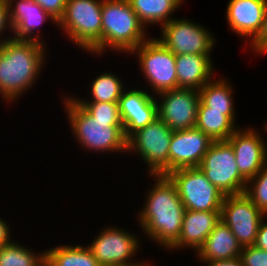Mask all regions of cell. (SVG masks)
<instances>
[{
  "label": "cell",
  "mask_w": 267,
  "mask_h": 266,
  "mask_svg": "<svg viewBox=\"0 0 267 266\" xmlns=\"http://www.w3.org/2000/svg\"><path fill=\"white\" fill-rule=\"evenodd\" d=\"M267 217L243 192L226 195L220 220L227 225L242 246L254 245L261 221Z\"/></svg>",
  "instance_id": "11"
},
{
  "label": "cell",
  "mask_w": 267,
  "mask_h": 266,
  "mask_svg": "<svg viewBox=\"0 0 267 266\" xmlns=\"http://www.w3.org/2000/svg\"><path fill=\"white\" fill-rule=\"evenodd\" d=\"M213 140L200 129L173 131L169 148V173L181 168L199 167Z\"/></svg>",
  "instance_id": "14"
},
{
  "label": "cell",
  "mask_w": 267,
  "mask_h": 266,
  "mask_svg": "<svg viewBox=\"0 0 267 266\" xmlns=\"http://www.w3.org/2000/svg\"><path fill=\"white\" fill-rule=\"evenodd\" d=\"M255 129H237L227 140L235 153L240 174L248 181L253 178L267 161V145Z\"/></svg>",
  "instance_id": "15"
},
{
  "label": "cell",
  "mask_w": 267,
  "mask_h": 266,
  "mask_svg": "<svg viewBox=\"0 0 267 266\" xmlns=\"http://www.w3.org/2000/svg\"><path fill=\"white\" fill-rule=\"evenodd\" d=\"M43 44L11 38L0 45V93L6 102L18 100L38 79L46 61Z\"/></svg>",
  "instance_id": "2"
},
{
  "label": "cell",
  "mask_w": 267,
  "mask_h": 266,
  "mask_svg": "<svg viewBox=\"0 0 267 266\" xmlns=\"http://www.w3.org/2000/svg\"><path fill=\"white\" fill-rule=\"evenodd\" d=\"M132 234L120 227L107 226L87 247L101 266L141 264L131 259L139 251L140 243Z\"/></svg>",
  "instance_id": "12"
},
{
  "label": "cell",
  "mask_w": 267,
  "mask_h": 266,
  "mask_svg": "<svg viewBox=\"0 0 267 266\" xmlns=\"http://www.w3.org/2000/svg\"><path fill=\"white\" fill-rule=\"evenodd\" d=\"M204 263L208 264L207 266H242V262L239 257L228 260L210 261Z\"/></svg>",
  "instance_id": "36"
},
{
  "label": "cell",
  "mask_w": 267,
  "mask_h": 266,
  "mask_svg": "<svg viewBox=\"0 0 267 266\" xmlns=\"http://www.w3.org/2000/svg\"><path fill=\"white\" fill-rule=\"evenodd\" d=\"M8 26H9L8 29H10V31H12L11 22H10V18H9L8 4H7L6 0H0V36H2L1 34H3V32H5V30L7 29ZM11 38H13V37L10 36L9 38H6L4 40L3 39L0 40V45Z\"/></svg>",
  "instance_id": "33"
},
{
  "label": "cell",
  "mask_w": 267,
  "mask_h": 266,
  "mask_svg": "<svg viewBox=\"0 0 267 266\" xmlns=\"http://www.w3.org/2000/svg\"><path fill=\"white\" fill-rule=\"evenodd\" d=\"M267 0H230L226 18L230 29L252 43L260 34Z\"/></svg>",
  "instance_id": "17"
},
{
  "label": "cell",
  "mask_w": 267,
  "mask_h": 266,
  "mask_svg": "<svg viewBox=\"0 0 267 266\" xmlns=\"http://www.w3.org/2000/svg\"><path fill=\"white\" fill-rule=\"evenodd\" d=\"M157 100L142 89H124L119 98V113L127 139L135 131L146 127L158 117Z\"/></svg>",
  "instance_id": "16"
},
{
  "label": "cell",
  "mask_w": 267,
  "mask_h": 266,
  "mask_svg": "<svg viewBox=\"0 0 267 266\" xmlns=\"http://www.w3.org/2000/svg\"><path fill=\"white\" fill-rule=\"evenodd\" d=\"M45 254L50 266H101L84 245H59L45 250Z\"/></svg>",
  "instance_id": "25"
},
{
  "label": "cell",
  "mask_w": 267,
  "mask_h": 266,
  "mask_svg": "<svg viewBox=\"0 0 267 266\" xmlns=\"http://www.w3.org/2000/svg\"><path fill=\"white\" fill-rule=\"evenodd\" d=\"M46 260L45 251L35 254L12 241L0 246V266H40Z\"/></svg>",
  "instance_id": "27"
},
{
  "label": "cell",
  "mask_w": 267,
  "mask_h": 266,
  "mask_svg": "<svg viewBox=\"0 0 267 266\" xmlns=\"http://www.w3.org/2000/svg\"><path fill=\"white\" fill-rule=\"evenodd\" d=\"M101 15L102 54L107 48L131 53L148 40L147 27L141 23L128 0H103Z\"/></svg>",
  "instance_id": "4"
},
{
  "label": "cell",
  "mask_w": 267,
  "mask_h": 266,
  "mask_svg": "<svg viewBox=\"0 0 267 266\" xmlns=\"http://www.w3.org/2000/svg\"><path fill=\"white\" fill-rule=\"evenodd\" d=\"M189 19L173 18L161 28L157 38L175 56L181 54L210 55L214 48V37L203 25Z\"/></svg>",
  "instance_id": "10"
},
{
  "label": "cell",
  "mask_w": 267,
  "mask_h": 266,
  "mask_svg": "<svg viewBox=\"0 0 267 266\" xmlns=\"http://www.w3.org/2000/svg\"><path fill=\"white\" fill-rule=\"evenodd\" d=\"M244 193L257 208L267 215V161L262 169L247 181Z\"/></svg>",
  "instance_id": "28"
},
{
  "label": "cell",
  "mask_w": 267,
  "mask_h": 266,
  "mask_svg": "<svg viewBox=\"0 0 267 266\" xmlns=\"http://www.w3.org/2000/svg\"><path fill=\"white\" fill-rule=\"evenodd\" d=\"M114 266H150L149 263L146 264V262L141 264H128V265H114Z\"/></svg>",
  "instance_id": "37"
},
{
  "label": "cell",
  "mask_w": 267,
  "mask_h": 266,
  "mask_svg": "<svg viewBox=\"0 0 267 266\" xmlns=\"http://www.w3.org/2000/svg\"><path fill=\"white\" fill-rule=\"evenodd\" d=\"M121 79L112 74L111 72H106L97 76L92 85L91 89V99L83 100L79 98H74L77 102H111V103H118L119 98L121 97L124 86Z\"/></svg>",
  "instance_id": "26"
},
{
  "label": "cell",
  "mask_w": 267,
  "mask_h": 266,
  "mask_svg": "<svg viewBox=\"0 0 267 266\" xmlns=\"http://www.w3.org/2000/svg\"><path fill=\"white\" fill-rule=\"evenodd\" d=\"M157 95L162 98L159 103L157 102L158 117L172 131L187 130L196 126L199 91L177 88Z\"/></svg>",
  "instance_id": "13"
},
{
  "label": "cell",
  "mask_w": 267,
  "mask_h": 266,
  "mask_svg": "<svg viewBox=\"0 0 267 266\" xmlns=\"http://www.w3.org/2000/svg\"><path fill=\"white\" fill-rule=\"evenodd\" d=\"M103 0H67L57 23L75 45L92 54H102Z\"/></svg>",
  "instance_id": "5"
},
{
  "label": "cell",
  "mask_w": 267,
  "mask_h": 266,
  "mask_svg": "<svg viewBox=\"0 0 267 266\" xmlns=\"http://www.w3.org/2000/svg\"><path fill=\"white\" fill-rule=\"evenodd\" d=\"M8 226L6 221L0 218V246L11 242V232H9L10 230Z\"/></svg>",
  "instance_id": "35"
},
{
  "label": "cell",
  "mask_w": 267,
  "mask_h": 266,
  "mask_svg": "<svg viewBox=\"0 0 267 266\" xmlns=\"http://www.w3.org/2000/svg\"><path fill=\"white\" fill-rule=\"evenodd\" d=\"M138 54L139 66L144 79L152 86L153 93L160 94L177 89L175 55L157 38H148L131 54Z\"/></svg>",
  "instance_id": "9"
},
{
  "label": "cell",
  "mask_w": 267,
  "mask_h": 266,
  "mask_svg": "<svg viewBox=\"0 0 267 266\" xmlns=\"http://www.w3.org/2000/svg\"><path fill=\"white\" fill-rule=\"evenodd\" d=\"M242 246L231 229L220 221L196 252L202 262L228 260L240 257Z\"/></svg>",
  "instance_id": "21"
},
{
  "label": "cell",
  "mask_w": 267,
  "mask_h": 266,
  "mask_svg": "<svg viewBox=\"0 0 267 266\" xmlns=\"http://www.w3.org/2000/svg\"><path fill=\"white\" fill-rule=\"evenodd\" d=\"M167 176L176 186L185 210L220 212L225 195L200 168H181Z\"/></svg>",
  "instance_id": "7"
},
{
  "label": "cell",
  "mask_w": 267,
  "mask_h": 266,
  "mask_svg": "<svg viewBox=\"0 0 267 266\" xmlns=\"http://www.w3.org/2000/svg\"><path fill=\"white\" fill-rule=\"evenodd\" d=\"M173 131L157 117L126 139V153L135 152L149 167L151 175L169 173V148Z\"/></svg>",
  "instance_id": "6"
},
{
  "label": "cell",
  "mask_w": 267,
  "mask_h": 266,
  "mask_svg": "<svg viewBox=\"0 0 267 266\" xmlns=\"http://www.w3.org/2000/svg\"><path fill=\"white\" fill-rule=\"evenodd\" d=\"M12 1L14 0H6L12 33L14 34L13 38L44 43L39 38L38 33L35 34V31L37 28L40 29L39 26L47 19H51L53 24H57L54 18L34 0H17L15 3Z\"/></svg>",
  "instance_id": "18"
},
{
  "label": "cell",
  "mask_w": 267,
  "mask_h": 266,
  "mask_svg": "<svg viewBox=\"0 0 267 266\" xmlns=\"http://www.w3.org/2000/svg\"><path fill=\"white\" fill-rule=\"evenodd\" d=\"M156 180L149 189L139 224L152 240L169 249L179 238L185 207L174 183L167 175H151Z\"/></svg>",
  "instance_id": "1"
},
{
  "label": "cell",
  "mask_w": 267,
  "mask_h": 266,
  "mask_svg": "<svg viewBox=\"0 0 267 266\" xmlns=\"http://www.w3.org/2000/svg\"><path fill=\"white\" fill-rule=\"evenodd\" d=\"M184 0H128L131 8L138 16L141 23L160 24L161 27L173 19V14Z\"/></svg>",
  "instance_id": "23"
},
{
  "label": "cell",
  "mask_w": 267,
  "mask_h": 266,
  "mask_svg": "<svg viewBox=\"0 0 267 266\" xmlns=\"http://www.w3.org/2000/svg\"><path fill=\"white\" fill-rule=\"evenodd\" d=\"M175 59L177 88L199 91L213 78L211 55L181 54Z\"/></svg>",
  "instance_id": "20"
},
{
  "label": "cell",
  "mask_w": 267,
  "mask_h": 266,
  "mask_svg": "<svg viewBox=\"0 0 267 266\" xmlns=\"http://www.w3.org/2000/svg\"><path fill=\"white\" fill-rule=\"evenodd\" d=\"M253 47L252 51L257 52L256 54L267 53V6L264 14L263 26L259 36L250 44Z\"/></svg>",
  "instance_id": "32"
},
{
  "label": "cell",
  "mask_w": 267,
  "mask_h": 266,
  "mask_svg": "<svg viewBox=\"0 0 267 266\" xmlns=\"http://www.w3.org/2000/svg\"><path fill=\"white\" fill-rule=\"evenodd\" d=\"M58 23L62 18L67 0H34Z\"/></svg>",
  "instance_id": "31"
},
{
  "label": "cell",
  "mask_w": 267,
  "mask_h": 266,
  "mask_svg": "<svg viewBox=\"0 0 267 266\" xmlns=\"http://www.w3.org/2000/svg\"><path fill=\"white\" fill-rule=\"evenodd\" d=\"M265 131L267 132V122H265Z\"/></svg>",
  "instance_id": "39"
},
{
  "label": "cell",
  "mask_w": 267,
  "mask_h": 266,
  "mask_svg": "<svg viewBox=\"0 0 267 266\" xmlns=\"http://www.w3.org/2000/svg\"><path fill=\"white\" fill-rule=\"evenodd\" d=\"M196 128L200 129L213 141L228 140L238 127L226 116L224 111L208 110L199 102Z\"/></svg>",
  "instance_id": "24"
},
{
  "label": "cell",
  "mask_w": 267,
  "mask_h": 266,
  "mask_svg": "<svg viewBox=\"0 0 267 266\" xmlns=\"http://www.w3.org/2000/svg\"><path fill=\"white\" fill-rule=\"evenodd\" d=\"M63 102L73 136L82 147L95 152H126L122 120L93 119L74 97L66 96Z\"/></svg>",
  "instance_id": "3"
},
{
  "label": "cell",
  "mask_w": 267,
  "mask_h": 266,
  "mask_svg": "<svg viewBox=\"0 0 267 266\" xmlns=\"http://www.w3.org/2000/svg\"><path fill=\"white\" fill-rule=\"evenodd\" d=\"M220 221V212L185 210L179 238L169 249L190 247L197 252Z\"/></svg>",
  "instance_id": "19"
},
{
  "label": "cell",
  "mask_w": 267,
  "mask_h": 266,
  "mask_svg": "<svg viewBox=\"0 0 267 266\" xmlns=\"http://www.w3.org/2000/svg\"><path fill=\"white\" fill-rule=\"evenodd\" d=\"M254 246L267 251V221L264 218L260 223Z\"/></svg>",
  "instance_id": "34"
},
{
  "label": "cell",
  "mask_w": 267,
  "mask_h": 266,
  "mask_svg": "<svg viewBox=\"0 0 267 266\" xmlns=\"http://www.w3.org/2000/svg\"><path fill=\"white\" fill-rule=\"evenodd\" d=\"M198 168L225 196L245 191L247 180L240 174L234 150L227 140L213 141Z\"/></svg>",
  "instance_id": "8"
},
{
  "label": "cell",
  "mask_w": 267,
  "mask_h": 266,
  "mask_svg": "<svg viewBox=\"0 0 267 266\" xmlns=\"http://www.w3.org/2000/svg\"><path fill=\"white\" fill-rule=\"evenodd\" d=\"M239 258L242 266H267V251L254 245L242 247Z\"/></svg>",
  "instance_id": "30"
},
{
  "label": "cell",
  "mask_w": 267,
  "mask_h": 266,
  "mask_svg": "<svg viewBox=\"0 0 267 266\" xmlns=\"http://www.w3.org/2000/svg\"><path fill=\"white\" fill-rule=\"evenodd\" d=\"M232 87L224 78L218 80L212 79L199 90L200 102L208 107V110L224 111L226 115L235 124V111L232 97Z\"/></svg>",
  "instance_id": "22"
},
{
  "label": "cell",
  "mask_w": 267,
  "mask_h": 266,
  "mask_svg": "<svg viewBox=\"0 0 267 266\" xmlns=\"http://www.w3.org/2000/svg\"><path fill=\"white\" fill-rule=\"evenodd\" d=\"M93 119L121 120L118 103L78 102Z\"/></svg>",
  "instance_id": "29"
},
{
  "label": "cell",
  "mask_w": 267,
  "mask_h": 266,
  "mask_svg": "<svg viewBox=\"0 0 267 266\" xmlns=\"http://www.w3.org/2000/svg\"><path fill=\"white\" fill-rule=\"evenodd\" d=\"M40 266H50L49 263L45 260Z\"/></svg>",
  "instance_id": "38"
}]
</instances>
